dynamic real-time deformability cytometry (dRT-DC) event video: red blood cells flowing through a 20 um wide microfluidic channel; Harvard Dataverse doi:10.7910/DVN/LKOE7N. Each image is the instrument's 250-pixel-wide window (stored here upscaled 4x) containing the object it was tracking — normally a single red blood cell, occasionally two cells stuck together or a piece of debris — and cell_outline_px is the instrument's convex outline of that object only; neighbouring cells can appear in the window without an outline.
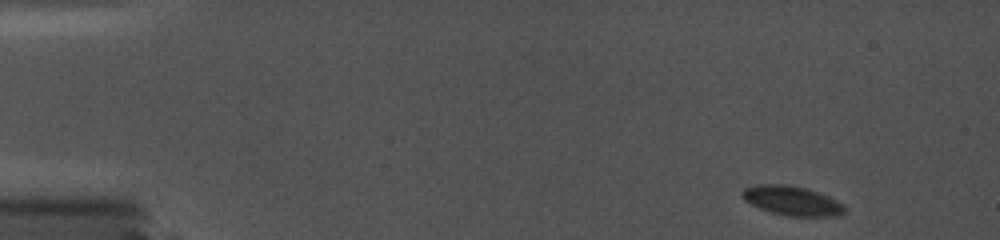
{"species": "common noctule bat (a hibernating species)", "species_latin": "Nyctalus noctula", "temperature_condition": "cold", "stored_images_in_passage": 37, "camera_frame_rate_fps": 5000, "um_per_image_px": 0.085, "animal": {"sex": "female", "body_mass_g": 19.0, "forearm_length_mm": 56.7}, "frame": {"image": 1, "passage_image": 1, "time_ms": 0.0, "image_size_px": [1000, 240], "cell_outline_px": [[848, 212], [836, 216], [788, 216], [772, 212], [760, 208], [744, 200], [740, 196], [740, 192], [744, 188], [756, 184], [784, 184], [804, 188], [828, 196], [844, 204], [848, 208]], "centroid_in_image_um": [67.33, 17.06], "position_along_channel_um": 17.7, "area_um2": 17.63}}
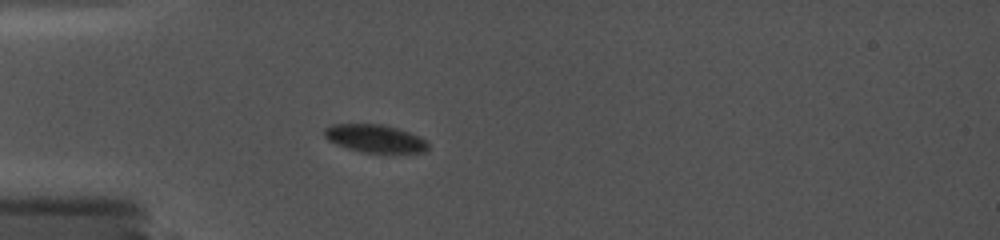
{"frame": {"image": 2, "passage_image": 21, "time_ms": 3.8, "image_size_px": [1000, 240], "cell_outline_px": [[428, 148], [424, 152], [364, 152], [348, 148], [336, 144], [328, 140], [324, 136], [324, 128], [332, 124], [384, 124], [420, 136], [428, 140]], "centroid_in_image_um": [31.87, 11.76], "position_along_channel_um": 53.1, "area_um2": 16.76}}
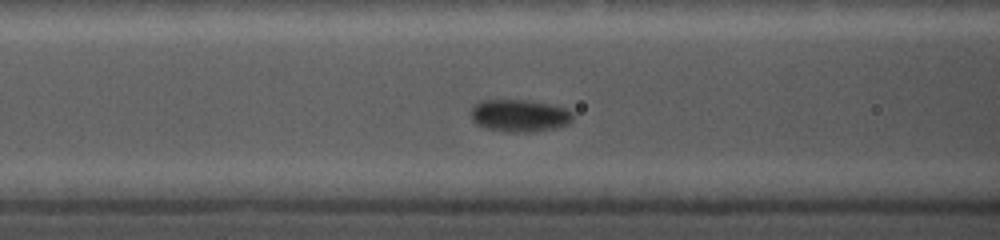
{"frame": {"image": 3, "passage_image": 33, "time_ms": 6.0, "image_size_px": [1000, 240], "cell_outline_px": [[572, 120], [568, 124], [556, 128], [532, 132], [504, 132], [484, 128], [476, 124], [472, 120], [472, 108], [480, 100], [528, 100], [552, 104], [564, 108], [572, 112]], "centroid_in_image_um": [44.16, 9.84], "position_along_channel_um": 122.4, "area_um2": 19.36}}